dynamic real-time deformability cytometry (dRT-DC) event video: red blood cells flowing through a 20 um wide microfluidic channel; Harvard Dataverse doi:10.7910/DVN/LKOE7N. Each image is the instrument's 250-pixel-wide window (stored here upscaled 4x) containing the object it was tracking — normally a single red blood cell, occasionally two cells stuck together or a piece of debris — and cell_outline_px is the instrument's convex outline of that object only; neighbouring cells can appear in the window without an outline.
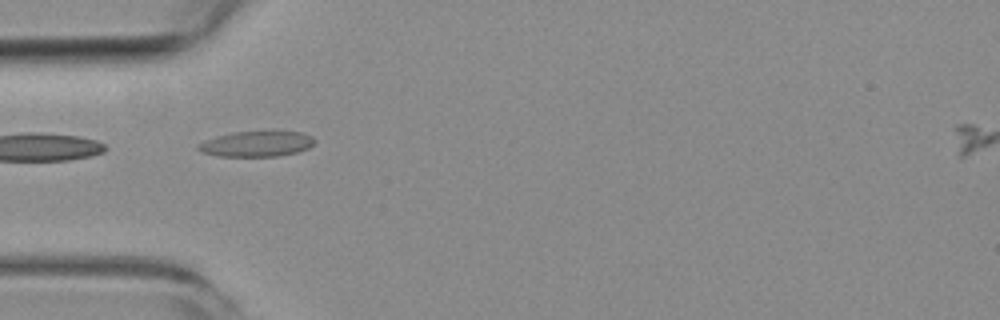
{"species": "common noctule bat (a hibernating species)", "species_latin": "Nyctalus noctula", "temperature_condition": "room temperature", "stored_images_in_passage": 5, "camera_frame_rate_fps": 3000, "um_per_image_px": 0.085, "animal": {"sex": "female", "body_mass_g": 19.3, "forearm_length_mm": 54.1}, "frame": {"image": 1, "passage_image": 4, "time_ms": 3.667, "image_size_px": [1000, 320], "cell_outline_px": [[316, 140], [308, 148], [296, 152], [276, 156], [220, 156], [204, 152], [196, 148], [200, 144], [216, 136], [236, 132], [272, 128], [300, 132], [312, 136]], "centroid_in_image_um": [21.9, 12.17], "position_along_channel_um": 63.1, "area_um2": 17.69}}